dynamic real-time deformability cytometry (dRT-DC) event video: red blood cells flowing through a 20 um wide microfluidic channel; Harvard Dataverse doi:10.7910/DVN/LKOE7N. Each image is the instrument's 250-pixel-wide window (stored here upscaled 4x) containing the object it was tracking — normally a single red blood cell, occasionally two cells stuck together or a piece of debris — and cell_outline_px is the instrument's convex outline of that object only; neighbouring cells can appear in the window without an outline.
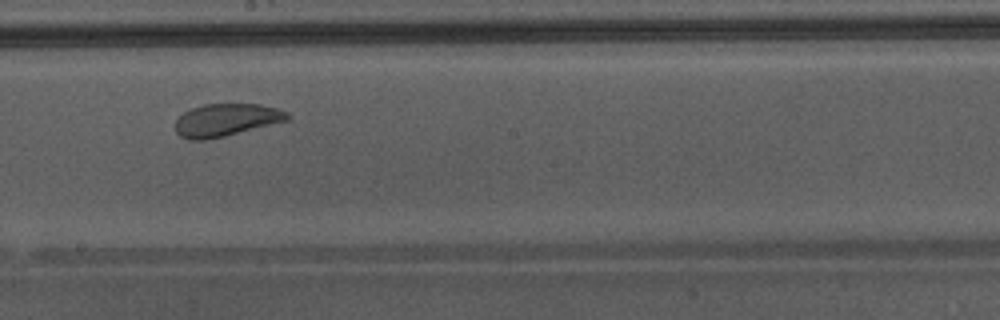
{"species": "Egyptian fruit bat (a non-hibernating species)", "species_latin": "Rousettus aegyptiacus", "temperature_condition": "warm", "stored_images_in_passage": 36, "camera_frame_rate_fps": 3000, "um_per_image_px": 0.085, "animal": {"sex": "male"}, "frame": {"image": 1, "passage_image": 16, "time_ms": 5.0, "image_size_px": [1000, 320], "cell_outline_px": [[292, 116], [288, 120], [224, 136], [204, 140], [188, 140], [180, 136], [176, 132], [176, 120], [184, 112], [192, 108], [204, 104], [260, 104], [276, 108], [288, 112]], "centroid_in_image_um": [19.22, 10.19], "position_along_channel_um": 229.0, "area_um2": 21.15}, "authors_computed_cell_mechanics": {"area_um2": 24.3338, "velocity_mm_per_s": 4.2979, "shape_relaxation_time_tau1_ms": 8.447, "shape_relaxation_time_tau2_ms": 2.3032, "deformation_change_tau1": 0.1823, "deformation_change_tau2": 0.0934}}